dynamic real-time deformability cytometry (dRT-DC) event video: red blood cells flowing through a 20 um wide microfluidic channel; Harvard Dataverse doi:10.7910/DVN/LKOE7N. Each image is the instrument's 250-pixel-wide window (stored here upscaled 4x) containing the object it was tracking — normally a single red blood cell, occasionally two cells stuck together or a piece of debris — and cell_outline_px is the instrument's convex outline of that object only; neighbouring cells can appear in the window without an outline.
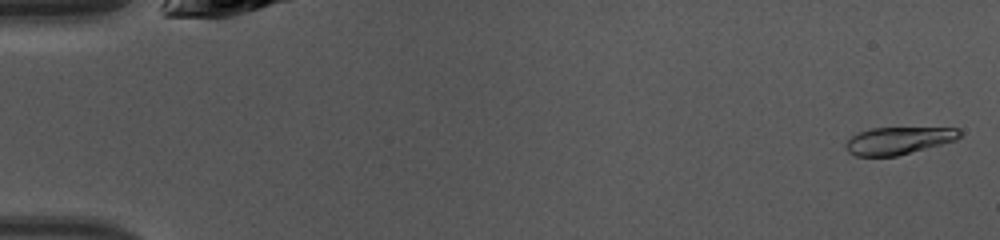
{"species": "common noctule bat (a hibernating species)", "species_latin": "Nyctalus noctula", "temperature_condition": "warm", "stored_images_in_passage": 46, "camera_frame_rate_fps": 3000, "um_per_image_px": 0.085, "animal": {"sex": "female", "body_mass_g": 10.0, "forearm_length_mm": 53.1}, "frame": {"image": 1, "passage_image": 1, "time_ms": 0.0, "image_size_px": [1000, 240], "cell_outline_px": [[960, 136], [956, 140], [896, 156], [856, 156], [848, 152], [844, 144], [852, 136], [860, 132], [872, 128], [960, 128]], "centroid_in_image_um": [76.35, 11.95], "position_along_channel_um": 8.7, "area_um2": 17.92}}
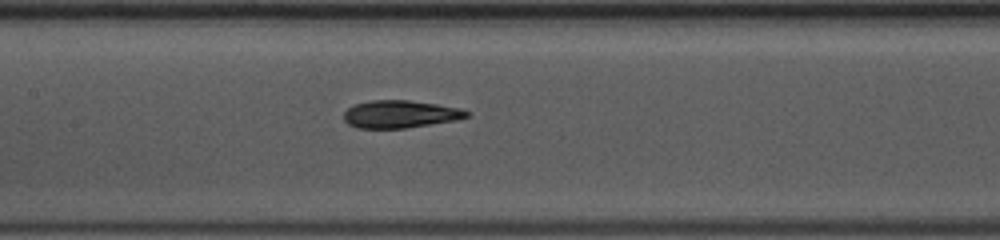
{"frame": {"image": 2, "passage_image": 22, "time_ms": 7.0, "image_size_px": [1000, 240], "cell_outline_px": [[468, 116], [456, 120], [404, 128], [356, 128], [348, 124], [344, 120], [344, 112], [352, 104], [372, 100], [408, 100], [436, 104], [460, 108], [468, 112]], "centroid_in_image_um": [33.96, 9.7], "position_along_channel_um": 173.4, "area_um2": 19.65}}
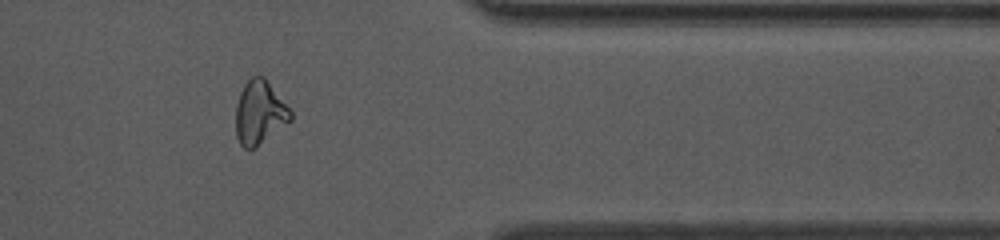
{"frame": {"image": 3, "passage_image": 38, "time_ms": 12.333, "image_size_px": [1000, 240], "cell_outline_px": [[292, 120], [256, 148], [244, 148], [240, 144], [236, 136], [236, 104], [240, 92], [244, 84], [252, 76], [264, 76], [292, 112]], "centroid_in_image_um": [22.06, 9.58], "position_along_channel_um": 389.3, "area_um2": 20.35}, "authors_computed_cell_mechanics": {"area_um2": 20.0566, "velocity_mm_per_s": 4.2958, "shape_relaxation_time_tau1_ms": 4.1698, "shape_relaxation_time_tau2_ms": 1.9567, "deformation_change_tau1": 0.1606, "deformation_change_tau2": 0.0798}}